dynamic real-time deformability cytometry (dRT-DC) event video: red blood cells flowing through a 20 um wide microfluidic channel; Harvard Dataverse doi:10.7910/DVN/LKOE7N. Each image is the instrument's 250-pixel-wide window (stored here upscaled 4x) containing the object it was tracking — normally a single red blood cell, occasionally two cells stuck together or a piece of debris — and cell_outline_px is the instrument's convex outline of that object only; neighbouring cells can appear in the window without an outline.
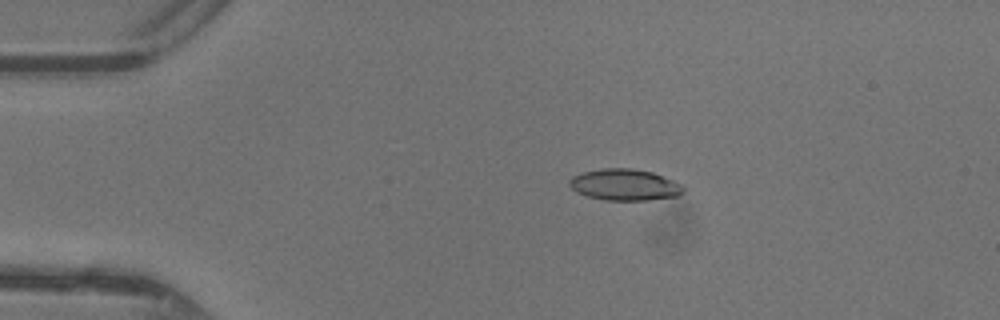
{"species": "common noctule bat (a hibernating species)", "species_latin": "Nyctalus noctula", "temperature_condition": "warm", "stored_images_in_passage": 45, "camera_frame_rate_fps": 3000, "um_per_image_px": 0.085, "animal": {"sex": "female"}, "frame": {"image": 1, "passage_image": 7, "time_ms": 2.0, "image_size_px": [1000, 320], "cell_outline_px": [[684, 192], [676, 196], [648, 200], [604, 200], [588, 196], [576, 192], [568, 184], [568, 180], [572, 176], [584, 172], [600, 168], [632, 168], [652, 172], [684, 184]], "centroid_in_image_um": [53.1, 15.7], "position_along_channel_um": 31.9, "area_um2": 20.98}}
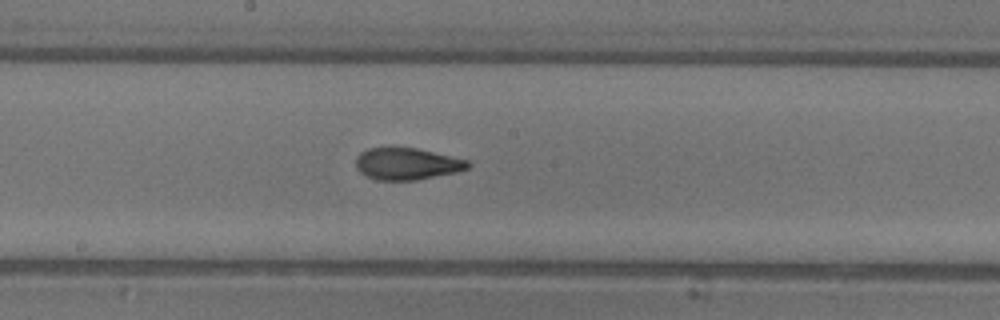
{"frame": {"image": 2, "passage_image": 23, "time_ms": 7.333, "image_size_px": [1000, 320], "cell_outline_px": [[472, 164], [468, 168], [456, 172], [416, 180], [376, 180], [360, 172], [356, 168], [356, 156], [360, 152], [368, 148], [388, 144], [416, 148], [468, 160]], "centroid_in_image_um": [34.53, 13.88], "position_along_channel_um": 213.7, "area_um2": 21.39}}
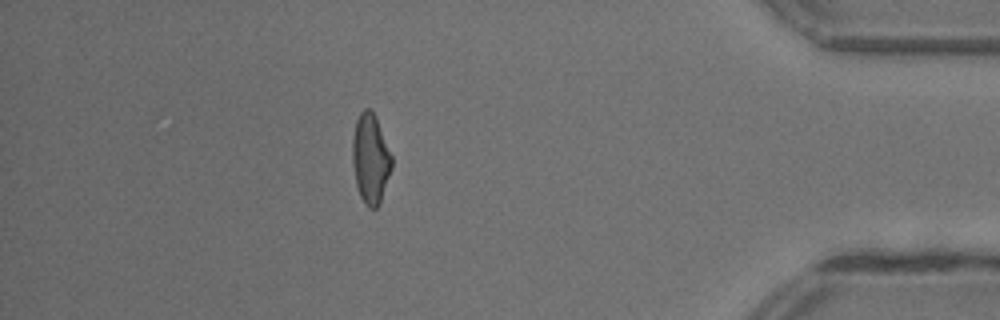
{"frame": {"image": 3, "passage_image": 39, "time_ms": 12.667, "image_size_px": [1000, 320], "cell_outline_px": [[392, 168], [380, 204], [376, 208], [368, 208], [364, 204], [360, 196], [356, 184], [352, 164], [352, 136], [356, 120], [360, 112], [364, 108], [368, 108], [376, 116], [392, 156]], "centroid_in_image_um": [31.49, 13.5], "position_along_channel_um": 403.7, "area_um2": 20.81}, "authors_computed_cell_mechanics": {"area_um2": 20.7502, "velocity_mm_per_s": 4.4089, "shape_relaxation_time_tau1_ms": 7.8559, "shape_relaxation_time_tau2_ms": 1.04, "deformation_change_tau1": 0.2517, "deformation_change_tau2": 0.0662}}